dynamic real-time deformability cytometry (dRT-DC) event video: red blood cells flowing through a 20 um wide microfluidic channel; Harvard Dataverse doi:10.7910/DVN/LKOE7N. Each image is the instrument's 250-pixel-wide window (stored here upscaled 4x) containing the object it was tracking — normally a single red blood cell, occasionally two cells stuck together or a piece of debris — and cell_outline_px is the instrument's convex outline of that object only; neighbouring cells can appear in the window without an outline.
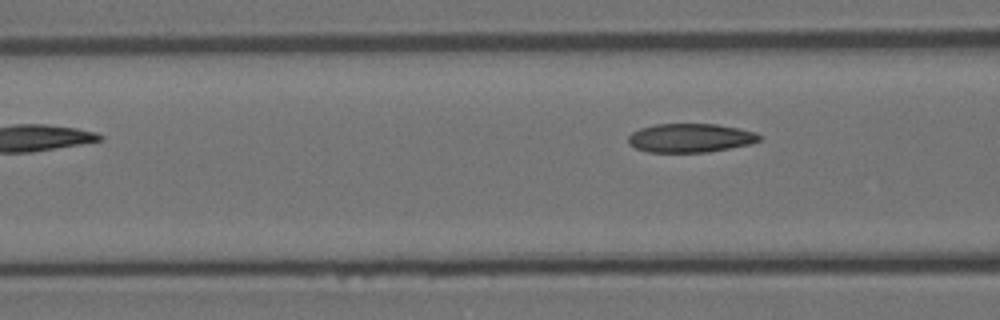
{"species": "Egyptian fruit bat (a non-hibernating species)", "species_latin": "Rousettus aegyptiacus", "temperature_condition": "room temperature", "stored_images_in_passage": 5, "camera_frame_rate_fps": 3000, "um_per_image_px": 0.085, "animal": {"sex": "female"}, "frame": {"image": 1, "passage_image": 5, "time_ms": 1.333, "image_size_px": [1000, 320], "cell_outline_px": [[760, 140], [748, 144], [708, 152], [648, 152], [636, 148], [628, 144], [628, 136], [632, 132], [640, 128], [656, 124], [716, 124], [740, 128], [756, 132], [760, 136]], "centroid_in_image_um": [58.65, 11.72], "position_along_channel_um": 108.0, "area_um2": 21.96}}